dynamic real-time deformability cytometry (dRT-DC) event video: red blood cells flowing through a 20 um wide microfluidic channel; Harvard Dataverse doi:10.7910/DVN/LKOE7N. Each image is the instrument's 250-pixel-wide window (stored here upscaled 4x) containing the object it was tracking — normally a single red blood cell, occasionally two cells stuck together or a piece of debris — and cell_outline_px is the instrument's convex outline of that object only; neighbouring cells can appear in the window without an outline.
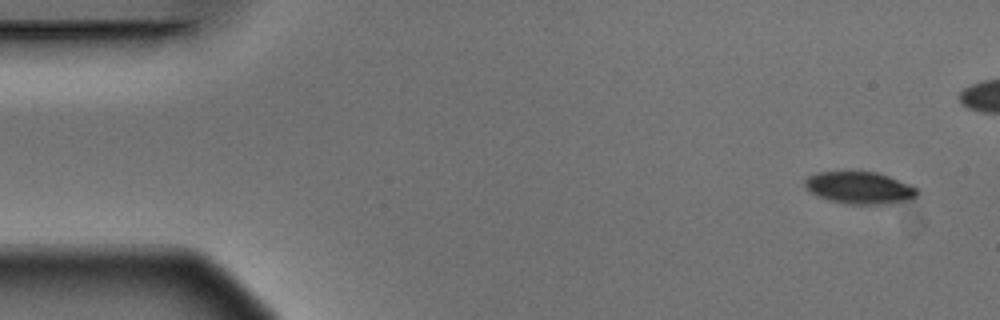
{"species": "Egyptian fruit bat (a non-hibernating species)", "species_latin": "Rousettus aegyptiacus", "temperature_condition": "warm", "stored_images_in_passage": 16, "camera_frame_rate_fps": 3000, "um_per_image_px": 0.085, "animal": {"sex": "male"}, "frame": {"image": 1, "passage_image": 1, "time_ms": 0.0, "image_size_px": [1000, 320], "cell_outline_px": [[920, 192], [912, 200], [892, 204], [844, 204], [828, 200], [816, 196], [804, 184], [804, 180], [808, 176], [816, 172], [876, 172], [888, 176], [908, 184], [916, 188]], "centroid_in_image_um": [73.08, 15.98], "position_along_channel_um": 11.9, "area_um2": 21.15}}
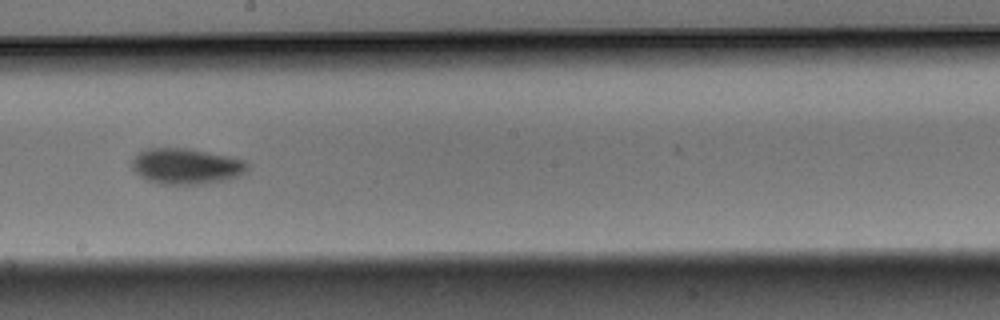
{"frame": {"image": 2, "passage_image": 9, "time_ms": 2.667, "image_size_px": [1000, 320], "cell_outline_px": [[248, 168], [240, 176], [224, 180], [204, 184], [160, 184], [144, 180], [132, 168], [132, 160], [140, 152], [148, 148], [192, 148], [248, 160]], "centroid_in_image_um": [15.86, 14.13], "position_along_channel_um": 232.3, "area_um2": 24.39}}
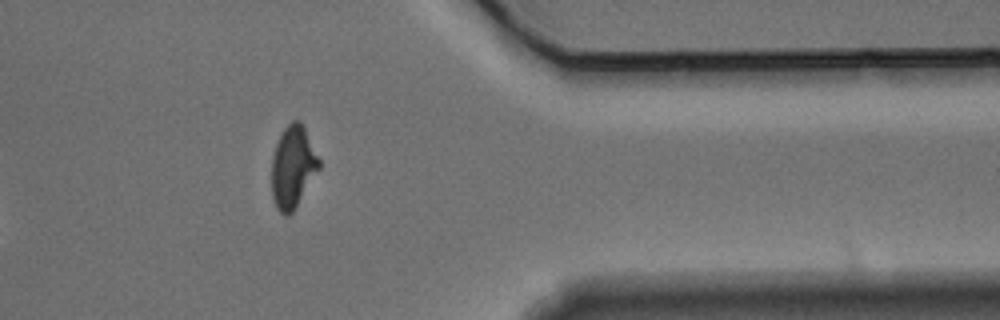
{"frame": {"image": 3, "passage_image": 14, "time_ms": 4.333, "image_size_px": [1000, 320], "cell_outline_px": [[320, 168], [292, 212], [288, 216], [284, 216], [276, 208], [272, 196], [272, 156], [276, 144], [284, 128], [292, 120], [300, 120], [320, 160]], "centroid_in_image_um": [24.88, 14.2], "position_along_channel_um": 386.5, "area_um2": 22.43}}